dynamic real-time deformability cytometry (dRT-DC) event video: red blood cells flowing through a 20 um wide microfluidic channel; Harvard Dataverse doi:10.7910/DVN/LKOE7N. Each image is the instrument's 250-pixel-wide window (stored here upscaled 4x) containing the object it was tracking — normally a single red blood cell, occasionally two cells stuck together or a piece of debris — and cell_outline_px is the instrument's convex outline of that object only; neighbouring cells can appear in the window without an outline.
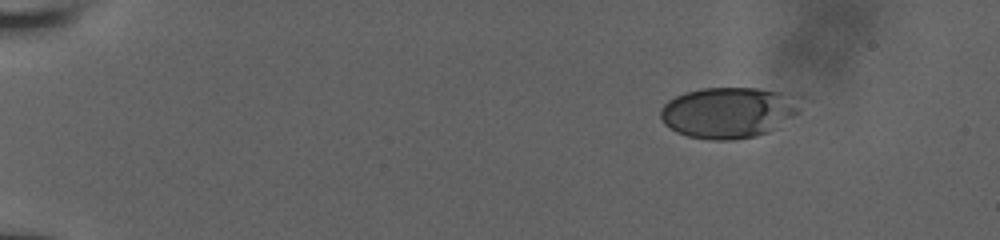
{"species": "human", "species_latin": "Homo sapiens", "temperature_condition": "room temperature", "stored_images_in_passage": 9, "camera_frame_rate_fps": 3000, "um_per_image_px": 0.085, "donor": {"sex": "male"}, "frame": {"image": 1, "passage_image": 1, "time_ms": 0.0, "image_size_px": [1000, 240], "cell_outline_px": [[796, 112], [768, 132], [756, 136], [736, 140], [712, 140], [688, 136], [676, 132], [664, 124], [660, 116], [660, 108], [668, 100], [684, 92], [700, 88], [756, 88], [780, 92], [788, 96], [792, 100]], "centroid_in_image_um": [61.74, 9.58], "position_along_channel_um": 23.3, "area_um2": 40.58}}
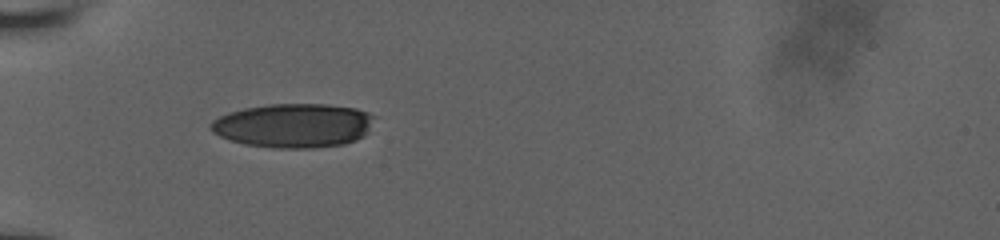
{"frame": {"image": 2, "passage_image": 7, "time_ms": 4.0, "image_size_px": [1000, 240], "cell_outline_px": [[376, 116], [368, 132], [364, 136], [356, 140], [344, 144], [312, 148], [272, 148], [244, 144], [228, 140], [212, 132], [208, 128], [208, 124], [212, 120], [228, 112], [244, 108], [268, 104], [328, 104], [356, 108], [368, 112]], "centroid_in_image_um": [24.94, 10.67], "position_along_channel_um": 60.1, "area_um2": 42.6}}
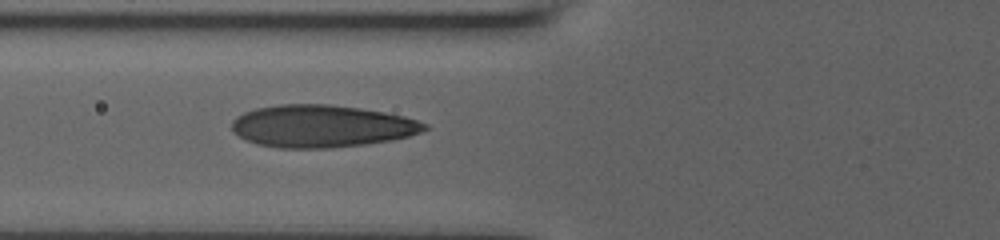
{"frame": {"image": 3, "passage_image": 9, "time_ms": 5.333, "image_size_px": [1000, 240], "cell_outline_px": [[428, 128], [420, 132], [408, 136], [392, 140], [364, 144], [332, 148], [276, 148], [256, 144], [240, 136], [232, 128], [232, 120], [236, 116], [244, 112], [256, 108], [280, 104], [328, 104], [360, 108], [384, 112], [404, 116], [428, 124]], "centroid_in_image_um": [27.33, 10.72], "position_along_channel_um": 98.5, "area_um2": 47.51}}